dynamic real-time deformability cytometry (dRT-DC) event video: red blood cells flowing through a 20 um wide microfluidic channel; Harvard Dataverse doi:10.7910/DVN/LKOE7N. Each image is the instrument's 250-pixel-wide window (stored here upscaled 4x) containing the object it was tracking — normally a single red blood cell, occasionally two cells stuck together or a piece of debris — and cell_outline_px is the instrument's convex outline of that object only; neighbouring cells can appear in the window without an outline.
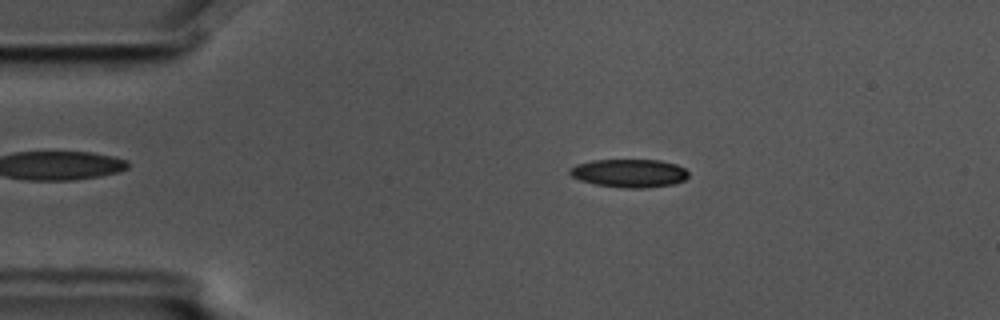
{"species": "common noctule bat (a hibernating species)", "species_latin": "Nyctalus noctula", "temperature_condition": "cold", "stored_images_in_passage": 52, "camera_frame_rate_fps": 3000, "um_per_image_px": 0.085, "animal": {"sex": "male", "body_mass_g": 17.5, "forearm_length_mm": 52.3}, "frame": {"image": 1, "passage_image": 7, "time_ms": 2.0, "image_size_px": [1000, 320], "cell_outline_px": [[688, 176], [684, 180], [672, 184], [648, 188], [624, 188], [596, 184], [580, 180], [572, 176], [568, 172], [568, 168], [576, 164], [592, 160], [660, 160], [676, 164], [684, 168], [688, 172]], "centroid_in_image_um": [53.47, 14.71], "position_along_channel_um": 31.5, "area_um2": 19.59}}
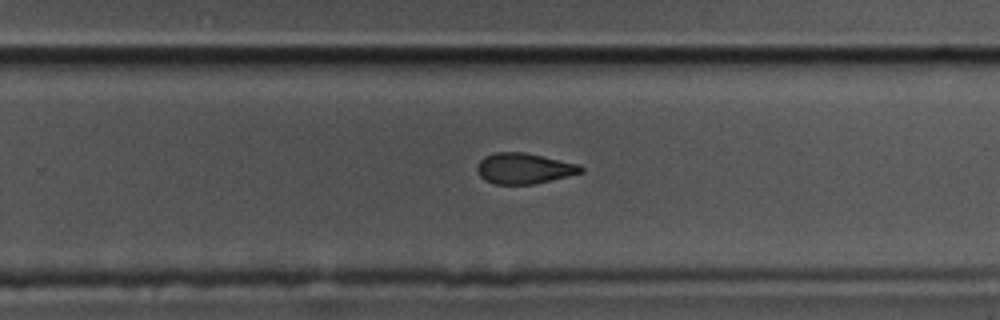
{"frame": {"image": 2, "passage_image": 32, "time_ms": 10.333, "image_size_px": [1000, 320], "cell_outline_px": [[584, 172], [536, 184], [496, 184], [480, 176], [476, 172], [476, 164], [484, 156], [496, 152], [524, 152], [580, 164], [584, 168]], "centroid_in_image_um": [44.55, 14.31], "position_along_channel_um": 285.2, "area_um2": 18.67}}
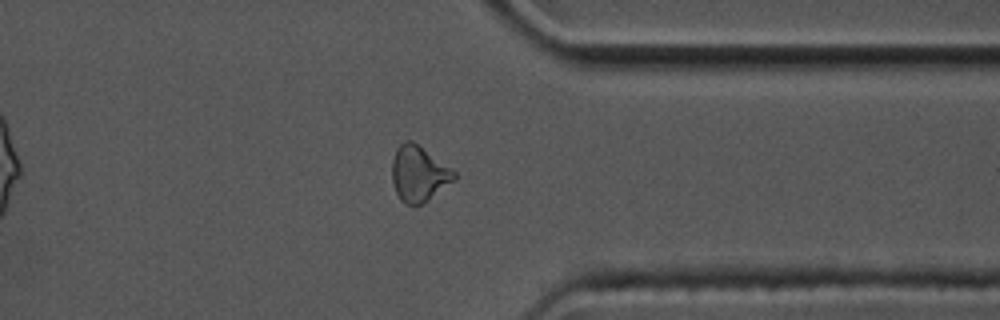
{"frame": {"image": 3, "passage_image": 40, "time_ms": 13.0, "image_size_px": [1000, 320], "cell_outline_px": [[456, 180], [420, 204], [408, 204], [400, 200], [396, 192], [392, 180], [392, 160], [396, 148], [404, 140], [412, 140], [456, 172]], "centroid_in_image_um": [35.58, 14.74], "position_along_channel_um": 375.8, "area_um2": 19.88}, "authors_computed_cell_mechanics": {"area_um2": 19.5364, "velocity_mm_per_s": 3.5753, "shape_relaxation_time_tau1_ms": 3.9136, "shape_relaxation_time_tau2_ms": 1.9527, "deformation_change_tau1": 0.1338, "deformation_change_tau2": 0.0787}}